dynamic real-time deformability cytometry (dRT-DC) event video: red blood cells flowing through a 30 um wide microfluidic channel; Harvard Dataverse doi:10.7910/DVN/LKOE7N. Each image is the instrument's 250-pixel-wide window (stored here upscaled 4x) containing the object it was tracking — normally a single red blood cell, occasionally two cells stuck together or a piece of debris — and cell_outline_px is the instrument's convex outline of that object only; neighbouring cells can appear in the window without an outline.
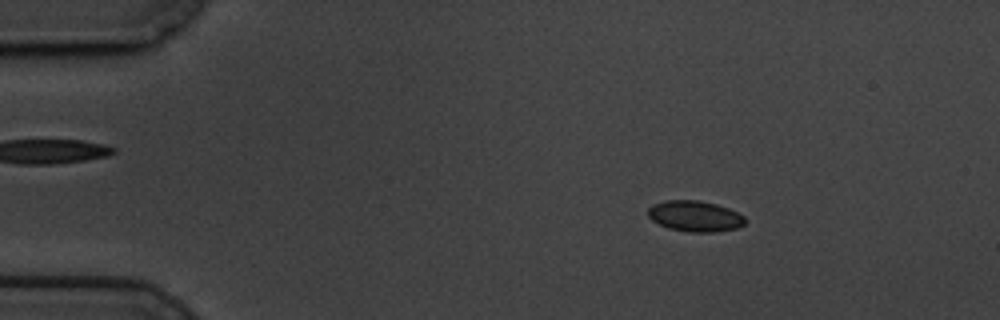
{"species": "common noctule bat (a hibernating species)", "species_latin": "Nyctalus noctula", "temperature_condition": "cold", "stored_images_in_passage": 59, "camera_frame_rate_fps": 3000, "um_per_image_px": 0.085, "animal": {"sex": "male", "body_mass_g": 19.5, "forearm_length_mm": 54.6}, "frame": {"image": 1, "passage_image": 9, "time_ms": 2.667, "image_size_px": [1000, 320], "cell_outline_px": [[748, 220], [744, 224], [736, 228], [716, 232], [688, 232], [668, 228], [652, 220], [648, 216], [648, 208], [652, 204], [664, 200], [700, 200], [716, 204], [728, 208], [744, 216]], "centroid_in_image_um": [59.07, 18.37], "position_along_channel_um": 25.9, "area_um2": 17.57}}
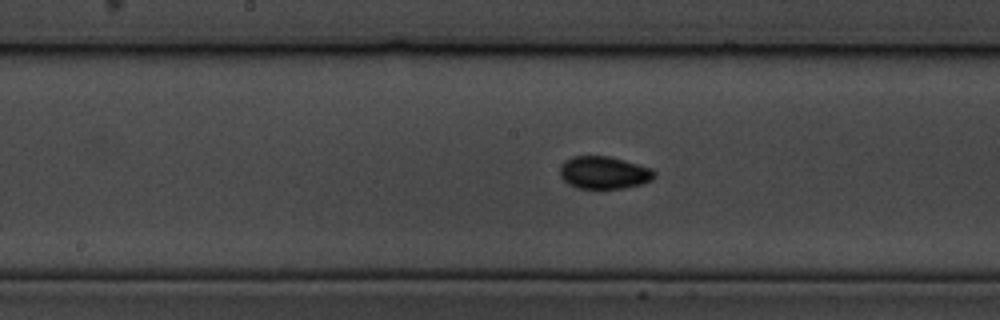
{"frame": {"image": 2, "passage_image": 30, "time_ms": 9.667, "image_size_px": [1000, 320], "cell_outline_px": [[656, 176], [652, 180], [640, 184], [624, 188], [576, 188], [568, 184], [560, 176], [560, 164], [564, 160], [572, 156], [608, 156], [624, 160], [652, 168], [656, 172]], "centroid_in_image_um": [51.33, 14.66], "position_along_channel_um": 196.9, "area_um2": 18.03}}
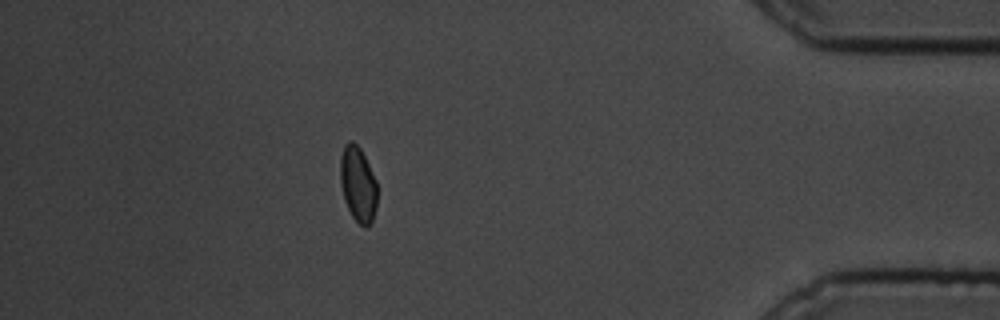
{"frame": {"image": 3, "passage_image": 52, "time_ms": 17.0, "image_size_px": [1000, 320], "cell_outline_px": [[376, 208], [372, 220], [364, 228], [352, 216], [344, 200], [340, 184], [340, 156], [344, 144], [348, 140], [352, 140], [360, 148], [376, 180]], "centroid_in_image_um": [30.4, 15.62], "position_along_channel_um": 404.8, "area_um2": 16.18}, "authors_computed_cell_mechanics": {"area_um2": 16.9354, "velocity_mm_per_s": 3.4155, "shape_relaxation_time_tau1_ms": 6.8886, "shape_relaxation_time_tau2_ms": 2.1338, "deformation_change_tau1": 0.0656, "deformation_change_tau2": 0.0333}}